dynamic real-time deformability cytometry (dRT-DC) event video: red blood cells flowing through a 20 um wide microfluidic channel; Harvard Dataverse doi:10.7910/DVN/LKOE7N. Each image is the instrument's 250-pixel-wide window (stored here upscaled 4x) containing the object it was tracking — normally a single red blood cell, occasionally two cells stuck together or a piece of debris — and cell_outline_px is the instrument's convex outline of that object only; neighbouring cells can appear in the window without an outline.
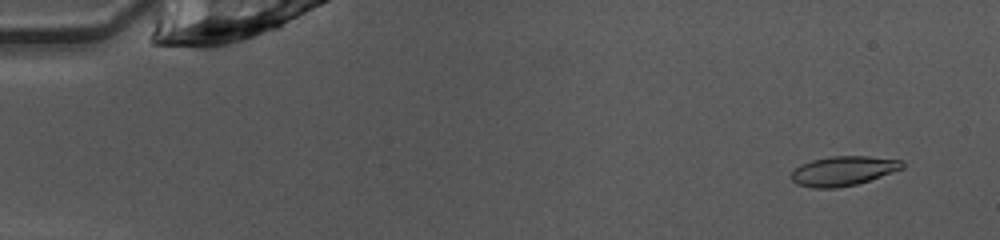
{"species": "common noctule bat (a hibernating species)", "species_latin": "Nyctalus noctula", "temperature_condition": "warm", "stored_images_in_passage": 50, "camera_frame_rate_fps": 3000, "um_per_image_px": 0.085, "animal": {"sex": "female", "body_mass_g": 10.0, "forearm_length_mm": 53.1}, "frame": {"image": 1, "passage_image": 4, "time_ms": 1.0, "image_size_px": [1000, 240], "cell_outline_px": [[904, 168], [856, 184], [836, 188], [812, 188], [796, 184], [792, 180], [792, 172], [800, 164], [812, 160], [832, 156], [868, 156], [900, 160], [904, 164]], "centroid_in_image_um": [71.64, 14.53], "position_along_channel_um": 13.4, "area_um2": 18.9}}
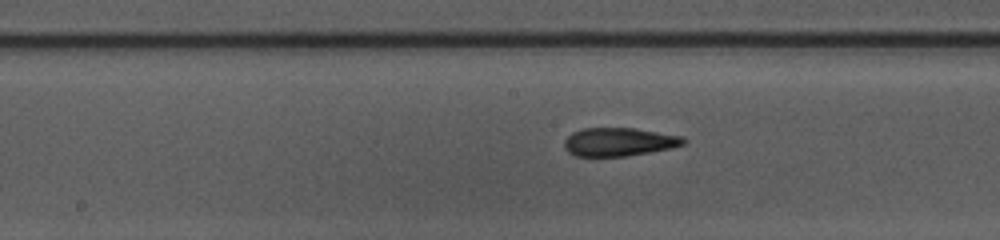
{"frame": {"image": 2, "passage_image": 26, "time_ms": 8.333, "image_size_px": [1000, 240], "cell_outline_px": [[688, 140], [684, 144], [672, 148], [628, 156], [576, 156], [568, 152], [564, 148], [564, 140], [572, 132], [580, 128], [636, 128], [684, 136]], "centroid_in_image_um": [52.63, 12.05], "position_along_channel_um": 195.6, "area_um2": 20.0}}
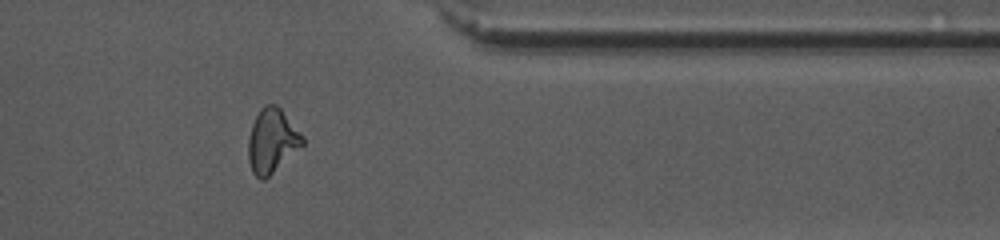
{"frame": {"image": 3, "passage_image": 41, "time_ms": 13.333, "image_size_px": [1000, 240], "cell_outline_px": [[304, 144], [264, 180], [260, 180], [252, 172], [248, 160], [248, 136], [252, 124], [260, 108], [264, 104], [276, 104], [280, 108], [304, 136]], "centroid_in_image_um": [23.1, 11.96], "position_along_channel_um": 388.3, "area_um2": 20.23}, "authors_computed_cell_mechanics": {"area_um2": 19.8254, "velocity_mm_per_s": 4.0657, "shape_relaxation_time_tau1_ms": 4.1205, "shape_relaxation_time_tau2_ms": 1.8498, "deformation_change_tau1": 0.1756, "deformation_change_tau2": 0.0705}}